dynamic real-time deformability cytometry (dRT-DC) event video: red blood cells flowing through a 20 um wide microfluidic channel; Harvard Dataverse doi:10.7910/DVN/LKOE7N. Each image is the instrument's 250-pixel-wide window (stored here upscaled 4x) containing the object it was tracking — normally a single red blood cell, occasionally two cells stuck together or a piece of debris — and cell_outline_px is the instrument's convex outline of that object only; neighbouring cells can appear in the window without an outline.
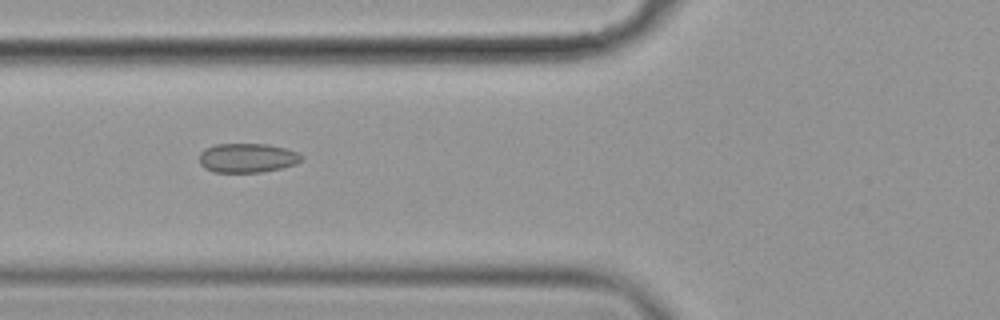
{"species": "common noctule bat (a hibernating species)", "species_latin": "Nyctalus noctula", "temperature_condition": "cold", "stored_images_in_passage": 7, "camera_frame_rate_fps": 3000, "um_per_image_px": 0.085, "animal": {"sex": "female", "body_mass_g": 19.9}, "frame": {"image": 1, "passage_image": 6, "time_ms": 1.667, "image_size_px": [1000, 320], "cell_outline_px": [[304, 156], [296, 164], [280, 168], [260, 172], [212, 172], [204, 168], [200, 164], [200, 152], [204, 148], [216, 144], [268, 144], [284, 148], [296, 152]], "centroid_in_image_um": [20.98, 13.42], "position_along_channel_um": 104.8, "area_um2": 17.4}}
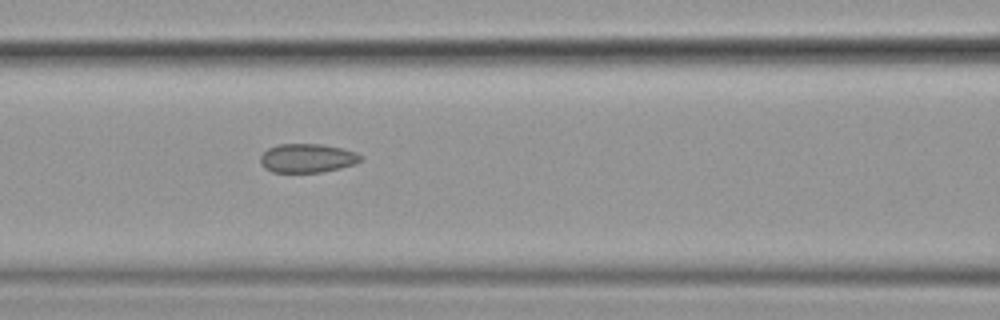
{"frame": {"image": 2, "passage_image": 7, "time_ms": 2.0, "image_size_px": [1000, 320], "cell_outline_px": [[364, 156], [356, 164], [340, 168], [320, 172], [272, 172], [264, 168], [260, 164], [260, 156], [268, 148], [276, 144], [320, 144], [344, 148], [356, 152]], "centroid_in_image_um": [26.12, 13.44], "position_along_channel_um": 140.5, "area_um2": 17.05}}